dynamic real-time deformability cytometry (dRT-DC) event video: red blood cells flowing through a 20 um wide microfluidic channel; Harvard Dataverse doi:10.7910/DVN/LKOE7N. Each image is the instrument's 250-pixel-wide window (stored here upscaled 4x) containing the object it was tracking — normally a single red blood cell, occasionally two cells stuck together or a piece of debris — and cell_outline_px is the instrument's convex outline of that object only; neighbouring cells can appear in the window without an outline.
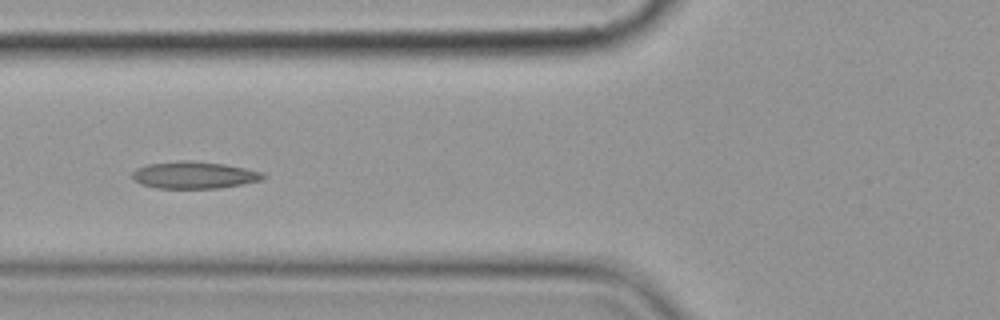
{"species": "common noctule bat (a hibernating species)", "species_latin": "Nyctalus noctula", "temperature_condition": "cold", "stored_images_in_passage": 10, "camera_frame_rate_fps": 3000, "um_per_image_px": 0.085, "animal": {"sex": "female", "body_mass_g": 19.9}, "frame": {"image": 1, "passage_image": 7, "time_ms": 7.0, "image_size_px": [1000, 320], "cell_outline_px": [[268, 176], [260, 180], [240, 184], [216, 188], [156, 188], [140, 184], [132, 180], [132, 172], [136, 168], [148, 164], [180, 160], [188, 160], [224, 164], [244, 168], [260, 172]], "centroid_in_image_um": [16.43, 14.87], "position_along_channel_um": 109.4, "area_um2": 20.52}}
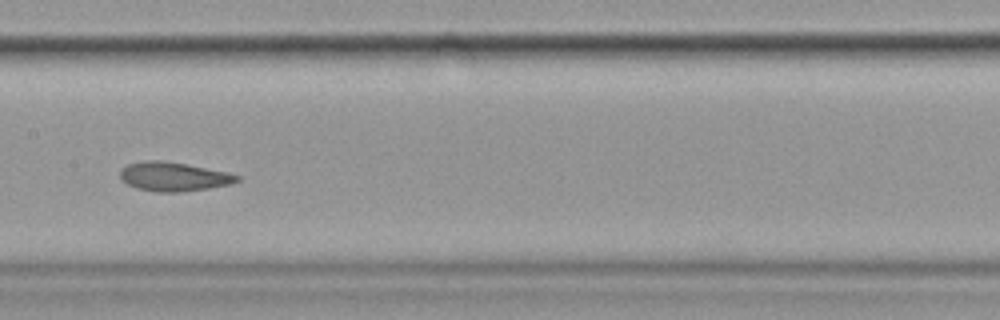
{"frame": {"image": 2, "passage_image": 9, "time_ms": 9.333, "image_size_px": [1000, 320], "cell_outline_px": [[240, 180], [232, 184], [208, 188], [180, 192], [156, 192], [136, 188], [120, 180], [120, 168], [128, 164], [148, 160], [160, 160], [184, 164], [228, 172], [240, 176]], "centroid_in_image_um": [14.74, 15.02], "position_along_channel_um": 192.7, "area_um2": 19.77}}
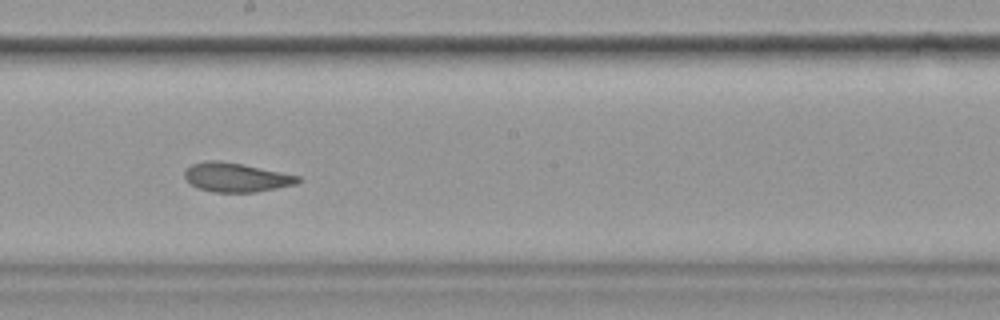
{"frame": {"image": 3, "passage_image": 10, "time_ms": 10.333, "image_size_px": [1000, 320], "cell_outline_px": [[300, 180], [296, 184], [256, 192], [212, 192], [196, 188], [184, 176], [184, 172], [192, 164], [208, 160], [220, 160], [300, 176]], "centroid_in_image_um": [20.05, 15.08], "position_along_channel_um": 228.2, "area_um2": 18.96}}